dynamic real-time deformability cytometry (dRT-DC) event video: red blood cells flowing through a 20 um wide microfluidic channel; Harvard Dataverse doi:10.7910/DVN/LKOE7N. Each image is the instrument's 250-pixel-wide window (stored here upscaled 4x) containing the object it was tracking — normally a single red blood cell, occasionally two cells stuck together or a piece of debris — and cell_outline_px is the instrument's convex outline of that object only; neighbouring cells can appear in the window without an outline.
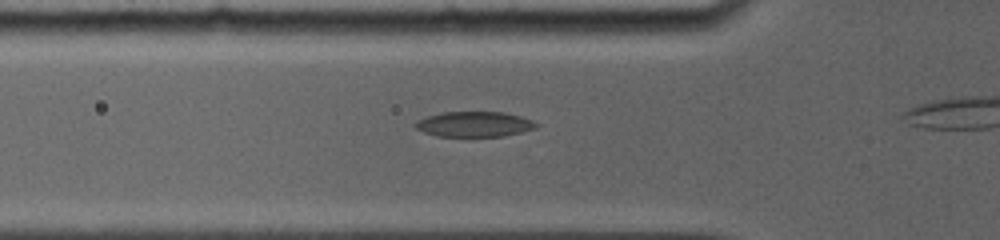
{"species": "common noctule bat (a hibernating species)", "species_latin": "Nyctalus noctula", "temperature_condition": "room temperature", "stored_images_in_passage": 4, "camera_frame_rate_fps": 5000, "um_per_image_px": 0.085, "animal": {"sex": "female", "body_mass_g": 19.0, "forearm_length_mm": 56.7}, "frame": {"image": 1, "passage_image": 2, "time_ms": 0.6, "image_size_px": [1000, 240], "cell_outline_px": [[540, 124], [536, 128], [520, 132], [500, 136], [440, 136], [424, 132], [416, 128], [412, 124], [416, 120], [428, 116], [444, 112], [504, 112], [520, 116], [532, 120]], "centroid_in_image_um": [40.31, 10.55], "position_along_channel_um": 85.5, "area_um2": 17.69}}